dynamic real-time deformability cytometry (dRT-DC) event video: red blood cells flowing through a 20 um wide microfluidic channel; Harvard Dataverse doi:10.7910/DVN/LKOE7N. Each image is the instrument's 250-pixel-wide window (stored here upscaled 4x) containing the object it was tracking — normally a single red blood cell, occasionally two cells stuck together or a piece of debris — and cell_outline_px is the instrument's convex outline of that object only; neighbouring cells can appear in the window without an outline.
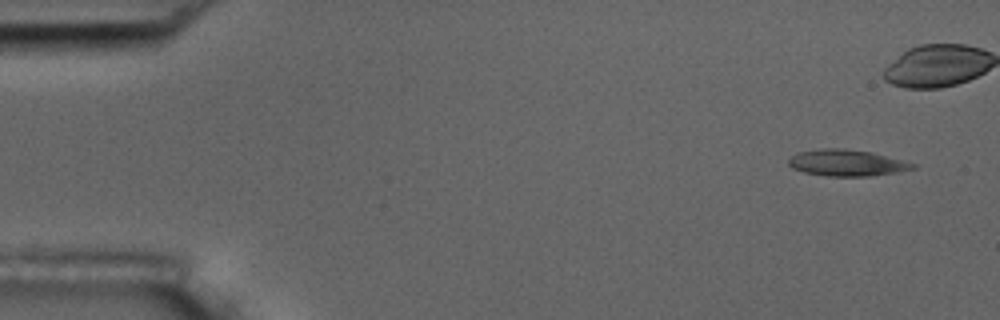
{"species": "common noctule bat (a hibernating species)", "species_latin": "Nyctalus noctula", "temperature_condition": "room temperature", "stored_images_in_passage": 5, "camera_frame_rate_fps": 3000, "um_per_image_px": 0.085, "animal": {"sex": "male", "body_mass_g": 17.5, "forearm_length_mm": 52.3}, "frame": {"image": 1, "passage_image": 1, "time_ms": 0.0, "image_size_px": [1000, 320], "cell_outline_px": [[916, 168], [896, 172], [872, 176], [828, 176], [804, 172], [792, 168], [788, 164], [788, 160], [796, 152], [820, 148], [844, 148], [872, 152], [916, 164]], "centroid_in_image_um": [71.94, 13.83], "position_along_channel_um": 13.1, "area_um2": 19.13}}
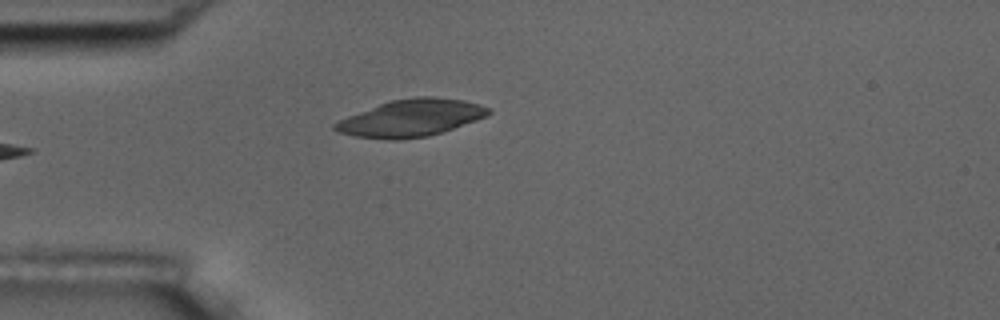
{"frame": {"image": 2, "passage_image": 5, "time_ms": 1.333, "image_size_px": [1000, 320], "cell_outline_px": [[492, 112], [488, 116], [428, 136], [400, 140], [388, 140], [356, 136], [336, 132], [332, 128], [332, 124], [348, 116], [380, 104], [392, 100], [416, 96], [432, 96], [464, 100], [480, 104], [488, 108]], "centroid_in_image_um": [34.93, 10.03], "position_along_channel_um": 50.1, "area_um2": 33.0}}